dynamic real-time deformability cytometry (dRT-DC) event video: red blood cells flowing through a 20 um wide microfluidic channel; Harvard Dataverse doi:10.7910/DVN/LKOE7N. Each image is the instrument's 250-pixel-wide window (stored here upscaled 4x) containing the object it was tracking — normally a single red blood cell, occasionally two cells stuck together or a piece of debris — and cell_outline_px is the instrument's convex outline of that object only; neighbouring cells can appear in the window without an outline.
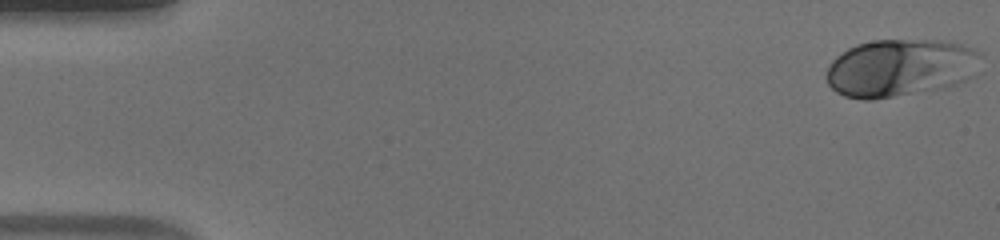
{"species": "human", "species_latin": "Homo sapiens", "temperature_condition": "warm", "stored_images_in_passage": 12, "camera_frame_rate_fps": 3000, "um_per_image_px": 0.085, "donor": {"sex": "male"}, "frame": {"image": 1, "passage_image": 1, "time_ms": 0.0, "image_size_px": [1000, 240], "cell_outline_px": [[984, 56], [972, 76], [952, 88], [872, 100], [864, 100], [844, 96], [836, 92], [828, 84], [824, 76], [828, 64], [836, 56], [848, 48], [856, 44], [872, 40], [940, 40], [960, 44], [976, 48]], "centroid_in_image_um": [76.55, 5.78], "position_along_channel_um": 8.5, "area_um2": 53.12}}